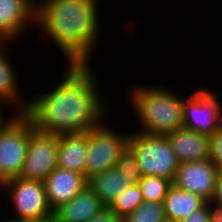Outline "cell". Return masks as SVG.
<instances>
[{"label":"cell","instance_id":"obj_1","mask_svg":"<svg viewBox=\"0 0 222 222\" xmlns=\"http://www.w3.org/2000/svg\"><path fill=\"white\" fill-rule=\"evenodd\" d=\"M91 64H67L56 87L27 101L23 114L35 129L56 135L83 133L106 120L110 109Z\"/></svg>","mask_w":222,"mask_h":222},{"label":"cell","instance_id":"obj_2","mask_svg":"<svg viewBox=\"0 0 222 222\" xmlns=\"http://www.w3.org/2000/svg\"><path fill=\"white\" fill-rule=\"evenodd\" d=\"M39 1L35 2L36 26L50 36L67 64H89L101 30L99 0Z\"/></svg>","mask_w":222,"mask_h":222},{"label":"cell","instance_id":"obj_3","mask_svg":"<svg viewBox=\"0 0 222 222\" xmlns=\"http://www.w3.org/2000/svg\"><path fill=\"white\" fill-rule=\"evenodd\" d=\"M136 87V88H135ZM174 90L158 85L134 86L131 89L130 106L136 113L142 130L138 132L150 135H166L183 128L184 97Z\"/></svg>","mask_w":222,"mask_h":222},{"label":"cell","instance_id":"obj_4","mask_svg":"<svg viewBox=\"0 0 222 222\" xmlns=\"http://www.w3.org/2000/svg\"><path fill=\"white\" fill-rule=\"evenodd\" d=\"M128 148L138 160L142 176H156L173 181L179 162L164 135L130 133Z\"/></svg>","mask_w":222,"mask_h":222},{"label":"cell","instance_id":"obj_5","mask_svg":"<svg viewBox=\"0 0 222 222\" xmlns=\"http://www.w3.org/2000/svg\"><path fill=\"white\" fill-rule=\"evenodd\" d=\"M108 125L102 121L96 127L88 130V148L85 158V179L87 181L107 169L115 168L119 157L128 148L130 133L128 132L127 135L116 133Z\"/></svg>","mask_w":222,"mask_h":222},{"label":"cell","instance_id":"obj_6","mask_svg":"<svg viewBox=\"0 0 222 222\" xmlns=\"http://www.w3.org/2000/svg\"><path fill=\"white\" fill-rule=\"evenodd\" d=\"M5 192L11 204L13 203L16 215L3 220L38 221L53 217L43 181L22 177L11 178L8 180Z\"/></svg>","mask_w":222,"mask_h":222},{"label":"cell","instance_id":"obj_7","mask_svg":"<svg viewBox=\"0 0 222 222\" xmlns=\"http://www.w3.org/2000/svg\"><path fill=\"white\" fill-rule=\"evenodd\" d=\"M29 137L30 120L23 113L13 111V117L0 130V171L8 180L20 177Z\"/></svg>","mask_w":222,"mask_h":222},{"label":"cell","instance_id":"obj_8","mask_svg":"<svg viewBox=\"0 0 222 222\" xmlns=\"http://www.w3.org/2000/svg\"><path fill=\"white\" fill-rule=\"evenodd\" d=\"M183 105V127L211 136L222 123V103L217 95L196 89Z\"/></svg>","mask_w":222,"mask_h":222},{"label":"cell","instance_id":"obj_9","mask_svg":"<svg viewBox=\"0 0 222 222\" xmlns=\"http://www.w3.org/2000/svg\"><path fill=\"white\" fill-rule=\"evenodd\" d=\"M58 135L35 129L30 122L27 154L20 177L44 181L57 167Z\"/></svg>","mask_w":222,"mask_h":222},{"label":"cell","instance_id":"obj_10","mask_svg":"<svg viewBox=\"0 0 222 222\" xmlns=\"http://www.w3.org/2000/svg\"><path fill=\"white\" fill-rule=\"evenodd\" d=\"M218 173V168L210 158L179 163L172 185L211 203L216 190Z\"/></svg>","mask_w":222,"mask_h":222},{"label":"cell","instance_id":"obj_11","mask_svg":"<svg viewBox=\"0 0 222 222\" xmlns=\"http://www.w3.org/2000/svg\"><path fill=\"white\" fill-rule=\"evenodd\" d=\"M32 24L35 25L33 0H0V41L15 40Z\"/></svg>","mask_w":222,"mask_h":222},{"label":"cell","instance_id":"obj_12","mask_svg":"<svg viewBox=\"0 0 222 222\" xmlns=\"http://www.w3.org/2000/svg\"><path fill=\"white\" fill-rule=\"evenodd\" d=\"M50 208L54 211L69 202L87 185L82 174L56 167L43 181Z\"/></svg>","mask_w":222,"mask_h":222},{"label":"cell","instance_id":"obj_13","mask_svg":"<svg viewBox=\"0 0 222 222\" xmlns=\"http://www.w3.org/2000/svg\"><path fill=\"white\" fill-rule=\"evenodd\" d=\"M176 154L179 163L210 158V136L180 128L164 135Z\"/></svg>","mask_w":222,"mask_h":222},{"label":"cell","instance_id":"obj_14","mask_svg":"<svg viewBox=\"0 0 222 222\" xmlns=\"http://www.w3.org/2000/svg\"><path fill=\"white\" fill-rule=\"evenodd\" d=\"M105 206L99 197L87 185L69 202L53 211L56 222H88Z\"/></svg>","mask_w":222,"mask_h":222},{"label":"cell","instance_id":"obj_15","mask_svg":"<svg viewBox=\"0 0 222 222\" xmlns=\"http://www.w3.org/2000/svg\"><path fill=\"white\" fill-rule=\"evenodd\" d=\"M88 131L58 135L57 167L82 174L85 177V158Z\"/></svg>","mask_w":222,"mask_h":222},{"label":"cell","instance_id":"obj_16","mask_svg":"<svg viewBox=\"0 0 222 222\" xmlns=\"http://www.w3.org/2000/svg\"><path fill=\"white\" fill-rule=\"evenodd\" d=\"M8 43L10 41H0V102L14 107L17 113H23L28 100H22L23 94H20L18 90L17 85L19 83L16 79V70L11 65V62L8 61L9 58L7 59V55L3 52L4 46H7Z\"/></svg>","mask_w":222,"mask_h":222},{"label":"cell","instance_id":"obj_17","mask_svg":"<svg viewBox=\"0 0 222 222\" xmlns=\"http://www.w3.org/2000/svg\"><path fill=\"white\" fill-rule=\"evenodd\" d=\"M131 183L116 168L107 169L88 180V186L99 197L102 204L109 207Z\"/></svg>","mask_w":222,"mask_h":222},{"label":"cell","instance_id":"obj_18","mask_svg":"<svg viewBox=\"0 0 222 222\" xmlns=\"http://www.w3.org/2000/svg\"><path fill=\"white\" fill-rule=\"evenodd\" d=\"M206 201L191 192L174 187L169 188L163 204L167 218L180 221L201 208Z\"/></svg>","mask_w":222,"mask_h":222},{"label":"cell","instance_id":"obj_19","mask_svg":"<svg viewBox=\"0 0 222 222\" xmlns=\"http://www.w3.org/2000/svg\"><path fill=\"white\" fill-rule=\"evenodd\" d=\"M144 201L138 183L131 184L121 195L115 198L109 208L121 219L131 213Z\"/></svg>","mask_w":222,"mask_h":222},{"label":"cell","instance_id":"obj_20","mask_svg":"<svg viewBox=\"0 0 222 222\" xmlns=\"http://www.w3.org/2000/svg\"><path fill=\"white\" fill-rule=\"evenodd\" d=\"M138 184L144 201L163 202L172 186V181L156 176H142Z\"/></svg>","mask_w":222,"mask_h":222},{"label":"cell","instance_id":"obj_21","mask_svg":"<svg viewBox=\"0 0 222 222\" xmlns=\"http://www.w3.org/2000/svg\"><path fill=\"white\" fill-rule=\"evenodd\" d=\"M166 218L163 202L143 201L122 218V222H162Z\"/></svg>","mask_w":222,"mask_h":222},{"label":"cell","instance_id":"obj_22","mask_svg":"<svg viewBox=\"0 0 222 222\" xmlns=\"http://www.w3.org/2000/svg\"><path fill=\"white\" fill-rule=\"evenodd\" d=\"M115 168L131 184L138 183L142 178L138 160L129 148L119 157Z\"/></svg>","mask_w":222,"mask_h":222},{"label":"cell","instance_id":"obj_23","mask_svg":"<svg viewBox=\"0 0 222 222\" xmlns=\"http://www.w3.org/2000/svg\"><path fill=\"white\" fill-rule=\"evenodd\" d=\"M210 159L218 170H222V123L210 136Z\"/></svg>","mask_w":222,"mask_h":222},{"label":"cell","instance_id":"obj_24","mask_svg":"<svg viewBox=\"0 0 222 222\" xmlns=\"http://www.w3.org/2000/svg\"><path fill=\"white\" fill-rule=\"evenodd\" d=\"M213 221V205L206 202L201 208L191 213L188 217L179 222H212Z\"/></svg>","mask_w":222,"mask_h":222},{"label":"cell","instance_id":"obj_25","mask_svg":"<svg viewBox=\"0 0 222 222\" xmlns=\"http://www.w3.org/2000/svg\"><path fill=\"white\" fill-rule=\"evenodd\" d=\"M88 222H122V219L118 217L109 207L105 206Z\"/></svg>","mask_w":222,"mask_h":222},{"label":"cell","instance_id":"obj_26","mask_svg":"<svg viewBox=\"0 0 222 222\" xmlns=\"http://www.w3.org/2000/svg\"><path fill=\"white\" fill-rule=\"evenodd\" d=\"M211 203L213 206H222V170H219L216 190Z\"/></svg>","mask_w":222,"mask_h":222},{"label":"cell","instance_id":"obj_27","mask_svg":"<svg viewBox=\"0 0 222 222\" xmlns=\"http://www.w3.org/2000/svg\"><path fill=\"white\" fill-rule=\"evenodd\" d=\"M212 222H222V206L213 207V221Z\"/></svg>","mask_w":222,"mask_h":222},{"label":"cell","instance_id":"obj_28","mask_svg":"<svg viewBox=\"0 0 222 222\" xmlns=\"http://www.w3.org/2000/svg\"><path fill=\"white\" fill-rule=\"evenodd\" d=\"M7 184H8L7 177L0 171V190H2L4 194H5Z\"/></svg>","mask_w":222,"mask_h":222},{"label":"cell","instance_id":"obj_29","mask_svg":"<svg viewBox=\"0 0 222 222\" xmlns=\"http://www.w3.org/2000/svg\"><path fill=\"white\" fill-rule=\"evenodd\" d=\"M0 222H56V221L54 220V217H51V218H47L44 220H38V221H12V220H1L0 219Z\"/></svg>","mask_w":222,"mask_h":222},{"label":"cell","instance_id":"obj_30","mask_svg":"<svg viewBox=\"0 0 222 222\" xmlns=\"http://www.w3.org/2000/svg\"><path fill=\"white\" fill-rule=\"evenodd\" d=\"M0 104H1V102H0ZM0 108H2L1 107V105H0ZM4 116H2V109H0V130L4 127V125L11 119V118H3ZM5 120V121H4Z\"/></svg>","mask_w":222,"mask_h":222},{"label":"cell","instance_id":"obj_31","mask_svg":"<svg viewBox=\"0 0 222 222\" xmlns=\"http://www.w3.org/2000/svg\"><path fill=\"white\" fill-rule=\"evenodd\" d=\"M162 222H179V221L166 217Z\"/></svg>","mask_w":222,"mask_h":222}]
</instances>
